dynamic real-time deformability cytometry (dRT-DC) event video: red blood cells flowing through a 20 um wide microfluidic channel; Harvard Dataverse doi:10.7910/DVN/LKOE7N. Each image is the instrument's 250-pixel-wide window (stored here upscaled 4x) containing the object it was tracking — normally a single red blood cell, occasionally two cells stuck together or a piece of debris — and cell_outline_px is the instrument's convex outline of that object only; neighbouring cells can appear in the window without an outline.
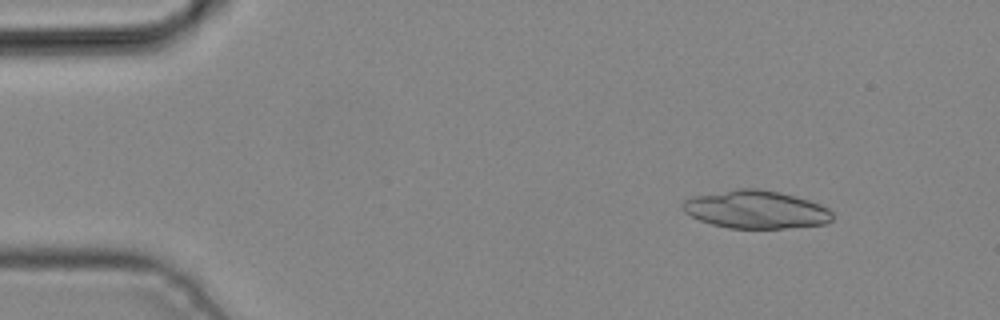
{"species": "common noctule bat (a hibernating species)", "species_latin": "Nyctalus noctula", "temperature_condition": "cold", "stored_images_in_passage": 3, "camera_frame_rate_fps": 3000, "um_per_image_px": 0.085, "animal": {"sex": "male", "body_mass_g": 19.2, "forearm_length_mm": 51.8}, "frame": {"image": 1, "passage_image": 1, "time_ms": 0.0, "image_size_px": [1000, 320], "cell_outline_px": [[832, 220], [824, 224], [784, 228], [728, 228], [712, 224], [700, 220], [684, 212], [680, 204], [684, 200], [692, 196], [736, 188], [756, 188], [780, 192], [808, 200], [820, 204], [828, 208], [832, 212]], "centroid_in_image_um": [64.22, 17.8], "position_along_channel_um": 20.8, "area_um2": 33.18}}